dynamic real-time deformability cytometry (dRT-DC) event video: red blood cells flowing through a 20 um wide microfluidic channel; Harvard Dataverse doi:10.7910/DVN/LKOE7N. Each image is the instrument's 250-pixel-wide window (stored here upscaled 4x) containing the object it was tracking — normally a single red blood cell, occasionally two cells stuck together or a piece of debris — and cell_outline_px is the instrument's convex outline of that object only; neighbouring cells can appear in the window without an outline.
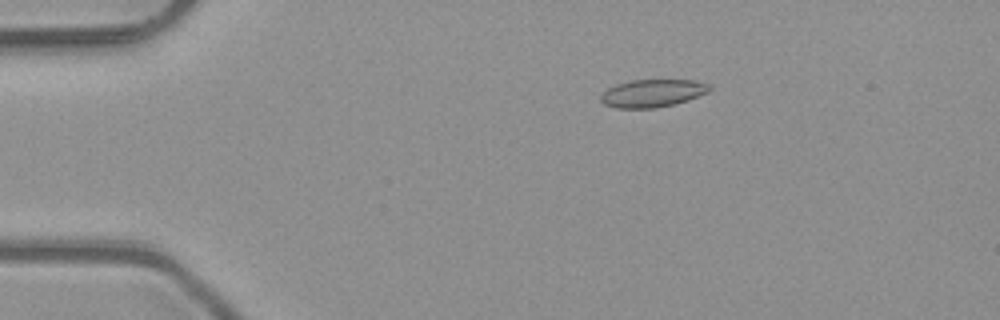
{"species": "common noctule bat (a hibernating species)", "species_latin": "Nyctalus noctula", "temperature_condition": "room temperature", "stored_images_in_passage": 4, "camera_frame_rate_fps": 3000, "um_per_image_px": 0.085, "animal": {"sex": "male", "body_mass_g": 23.1, "forearm_length_mm": 52.7}, "frame": {"image": 1, "passage_image": 3, "time_ms": 0.667, "image_size_px": [1000, 320], "cell_outline_px": [[712, 88], [708, 92], [688, 100], [656, 108], [616, 108], [604, 104], [600, 100], [600, 96], [608, 88], [616, 84], [632, 80], [696, 80], [708, 84]], "centroid_in_image_um": [55.46, 7.92], "position_along_channel_um": 29.5, "area_um2": 17.51}}